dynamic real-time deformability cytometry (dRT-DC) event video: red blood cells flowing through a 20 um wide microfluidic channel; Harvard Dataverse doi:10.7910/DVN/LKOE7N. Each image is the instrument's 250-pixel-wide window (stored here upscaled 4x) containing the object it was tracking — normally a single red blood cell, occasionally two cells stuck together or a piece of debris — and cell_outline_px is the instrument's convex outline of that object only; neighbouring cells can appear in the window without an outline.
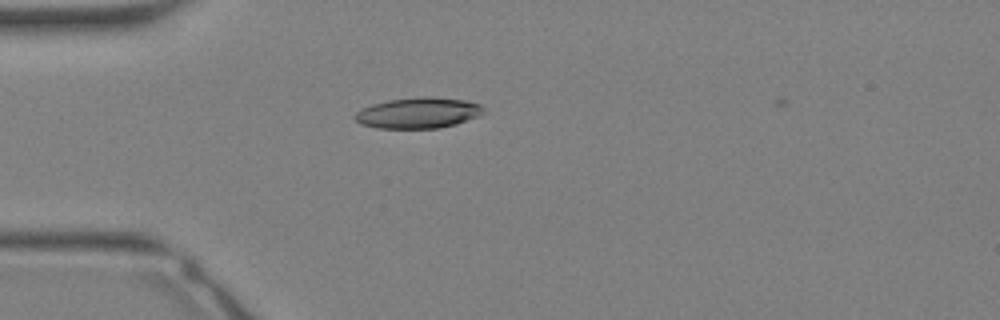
{"species": "Egyptian fruit bat (a non-hibernating species)", "species_latin": "Rousettus aegyptiacus", "temperature_condition": "warm", "stored_images_in_passage": 26, "camera_frame_rate_fps": 3000, "um_per_image_px": 0.085, "animal": {"sex": "female"}, "frame": {"image": 1, "passage_image": 2, "time_ms": 0.333, "image_size_px": [1000, 320], "cell_outline_px": [[484, 112], [480, 116], [456, 124], [440, 128], [376, 128], [360, 124], [352, 116], [356, 112], [372, 104], [388, 100], [424, 96], [432, 96], [464, 100], [480, 104], [484, 108]], "centroid_in_image_um": [35.56, 9.6], "position_along_channel_um": 49.4, "area_um2": 23.24}}
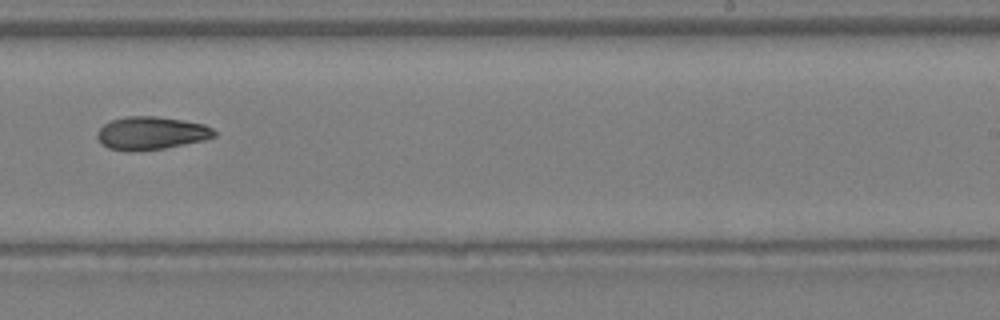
{"frame": {"image": 2, "passage_image": 14, "time_ms": 4.333, "image_size_px": [1000, 320], "cell_outline_px": [[216, 136], [204, 140], [164, 148], [136, 152], [128, 152], [108, 148], [96, 136], [96, 132], [104, 124], [112, 120], [128, 116], [156, 116], [204, 124], [212, 128], [216, 132]], "centroid_in_image_um": [12.84, 11.33], "position_along_channel_um": 276.2, "area_um2": 22.48}}
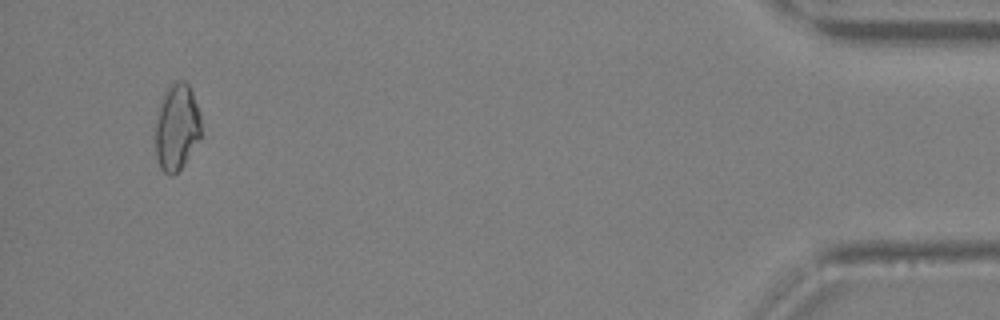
{"frame": {"image": 3, "passage_image": 25, "time_ms": 8.0, "image_size_px": [1000, 320], "cell_outline_px": [[204, 136], [184, 164], [172, 176], [168, 176], [160, 168], [156, 156], [156, 112], [172, 80], [184, 80], [188, 84], [192, 92], [200, 112]], "centroid_in_image_um": [15.07, 10.82], "position_along_channel_um": 420.1, "area_um2": 23.7}}